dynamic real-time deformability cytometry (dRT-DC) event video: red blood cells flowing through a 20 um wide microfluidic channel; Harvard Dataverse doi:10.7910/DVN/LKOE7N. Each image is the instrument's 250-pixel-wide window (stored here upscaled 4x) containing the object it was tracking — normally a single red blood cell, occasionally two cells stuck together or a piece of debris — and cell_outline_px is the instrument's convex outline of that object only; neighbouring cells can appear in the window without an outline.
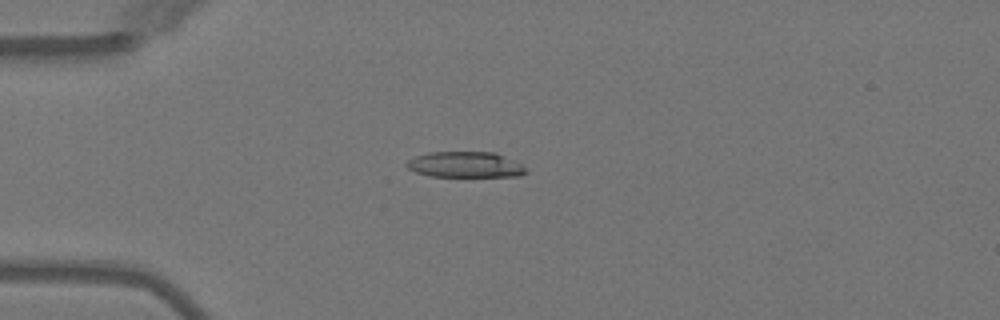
{"species": "Egyptian fruit bat (a non-hibernating species)", "species_latin": "Rousettus aegyptiacus", "temperature_condition": "warm", "stored_images_in_passage": 1, "camera_frame_rate_fps": 3000, "um_per_image_px": 0.085, "animal": {"sex": "female"}, "frame": {"image": 1, "passage_image": 1, "time_ms": 0.0, "image_size_px": [1000, 320], "cell_outline_px": [[528, 172], [520, 176], [432, 176], [416, 172], [408, 168], [404, 164], [408, 160], [416, 156], [428, 152], [496, 152], [528, 168]], "centroid_in_image_um": [39.56, 13.99], "position_along_channel_um": 45.4, "area_um2": 17.86}}